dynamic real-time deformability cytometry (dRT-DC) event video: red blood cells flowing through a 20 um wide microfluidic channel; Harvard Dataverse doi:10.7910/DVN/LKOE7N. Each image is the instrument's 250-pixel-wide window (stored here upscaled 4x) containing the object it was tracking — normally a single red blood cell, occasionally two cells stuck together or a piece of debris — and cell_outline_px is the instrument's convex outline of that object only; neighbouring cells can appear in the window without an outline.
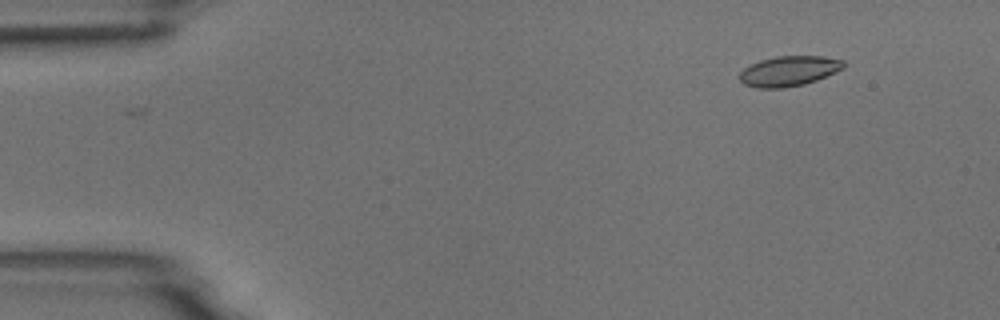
{"species": "common noctule bat (a hibernating species)", "species_latin": "Nyctalus noctula", "temperature_condition": "room temperature", "stored_images_in_passage": 10, "camera_frame_rate_fps": 3000, "um_per_image_px": 0.085, "animal": {"sex": "male", "body_mass_g": 18.8}, "frame": {"image": 1, "passage_image": 1, "time_ms": 0.0, "image_size_px": [1000, 320], "cell_outline_px": [[844, 68], [836, 72], [816, 80], [804, 84], [784, 88], [756, 88], [744, 84], [740, 80], [740, 72], [744, 68], [760, 60], [776, 56], [824, 56], [844, 60]], "centroid_in_image_um": [67.07, 6.04], "position_along_channel_um": 17.9, "area_um2": 18.26}}
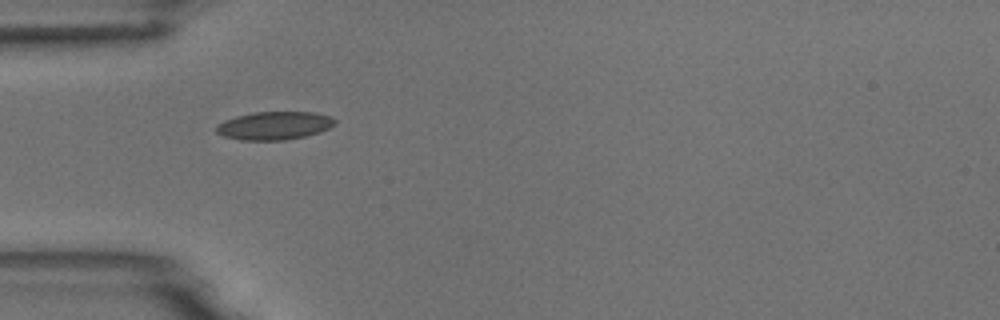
{"frame": {"image": 2, "passage_image": 4, "time_ms": 1.0, "image_size_px": [1000, 320], "cell_outline_px": [[336, 124], [320, 132], [304, 136], [284, 140], [240, 140], [224, 136], [216, 132], [216, 124], [224, 120], [236, 116], [252, 112], [316, 112], [332, 116], [336, 120]], "centroid_in_image_um": [23.32, 10.67], "position_along_channel_um": 61.7, "area_um2": 19.59}}
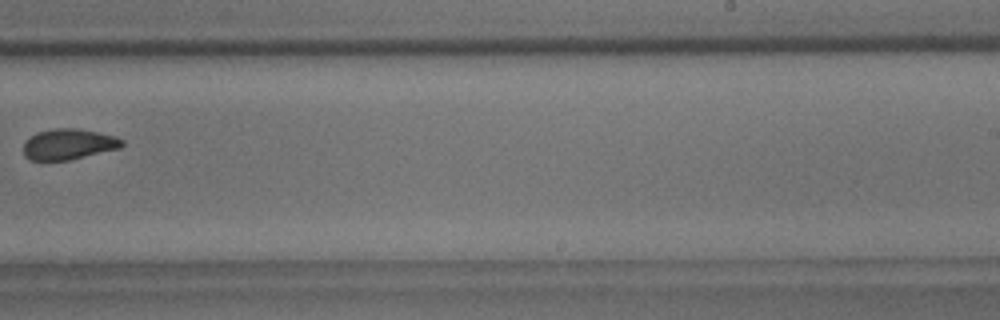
{"frame": {"image": 3, "passage_image": 9, "time_ms": 2.667, "image_size_px": [1000, 320], "cell_outline_px": [[124, 144], [120, 148], [68, 160], [28, 160], [24, 156], [24, 144], [36, 132], [52, 128], [76, 128], [100, 132], [116, 136], [124, 140]], "centroid_in_image_um": [5.85, 12.25], "position_along_channel_um": 283.2, "area_um2": 17.69}}